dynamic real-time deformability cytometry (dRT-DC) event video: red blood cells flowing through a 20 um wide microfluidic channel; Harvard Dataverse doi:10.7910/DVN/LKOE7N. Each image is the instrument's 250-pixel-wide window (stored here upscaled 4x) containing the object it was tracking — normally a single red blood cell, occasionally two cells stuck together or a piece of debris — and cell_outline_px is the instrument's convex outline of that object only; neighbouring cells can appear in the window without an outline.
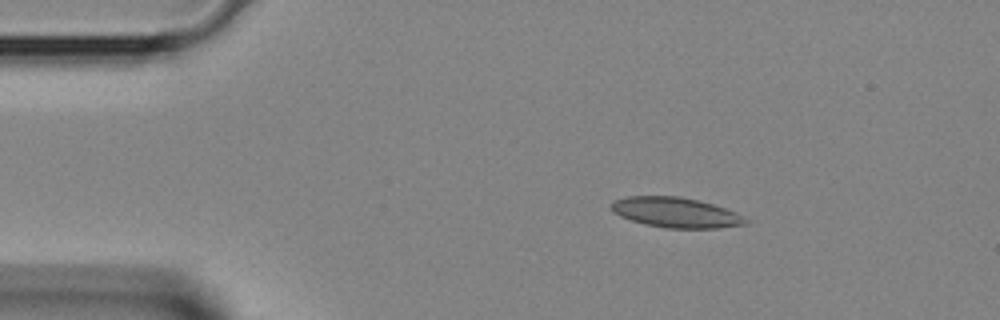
{"species": "Egyptian fruit bat (a non-hibernating species)", "species_latin": "Rousettus aegyptiacus", "temperature_condition": "room temperature", "stored_images_in_passage": 1, "camera_frame_rate_fps": 3000, "um_per_image_px": 0.085, "animal": {"sex": "female"}, "frame": {"image": 1, "passage_image": 1, "time_ms": 0.0, "image_size_px": [1000, 320], "cell_outline_px": [[748, 224], [716, 228], [664, 228], [644, 224], [620, 216], [612, 212], [612, 200], [628, 196], [680, 196], [712, 204], [736, 212], [744, 216], [748, 220]], "centroid_in_image_um": [57.44, 18.06], "position_along_channel_um": 27.6, "area_um2": 23.58}}